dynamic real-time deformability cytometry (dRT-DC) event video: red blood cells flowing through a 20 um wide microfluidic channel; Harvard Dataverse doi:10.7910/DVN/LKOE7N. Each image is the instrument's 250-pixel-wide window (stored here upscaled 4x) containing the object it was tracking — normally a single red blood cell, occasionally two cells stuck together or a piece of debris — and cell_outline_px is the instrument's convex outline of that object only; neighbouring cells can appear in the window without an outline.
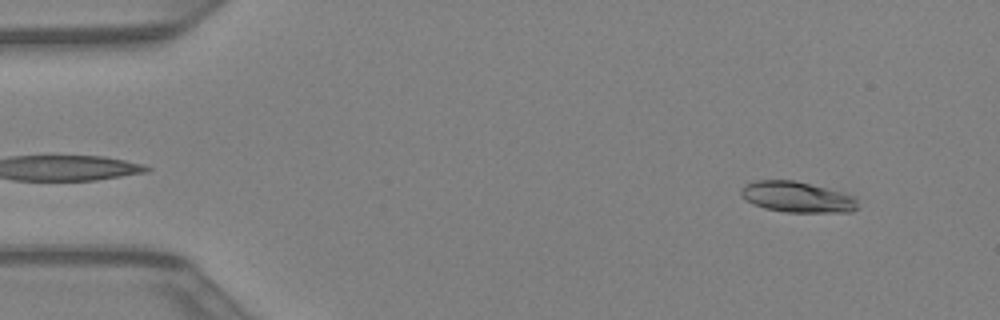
{"species": "Egyptian fruit bat (a non-hibernating species)", "species_latin": "Rousettus aegyptiacus", "temperature_condition": "warm", "stored_images_in_passage": 42, "camera_frame_rate_fps": 3000, "um_per_image_px": 0.085, "animal": {"sex": "female"}, "frame": {"image": 1, "passage_image": 4, "time_ms": 1.0, "image_size_px": [1000, 320], "cell_outline_px": [[856, 208], [852, 212], [784, 212], [764, 208], [752, 204], [740, 196], [740, 188], [744, 184], [752, 180], [796, 180], [856, 196]], "centroid_in_image_um": [67.69, 16.74], "position_along_channel_um": 17.3, "area_um2": 21.15}}
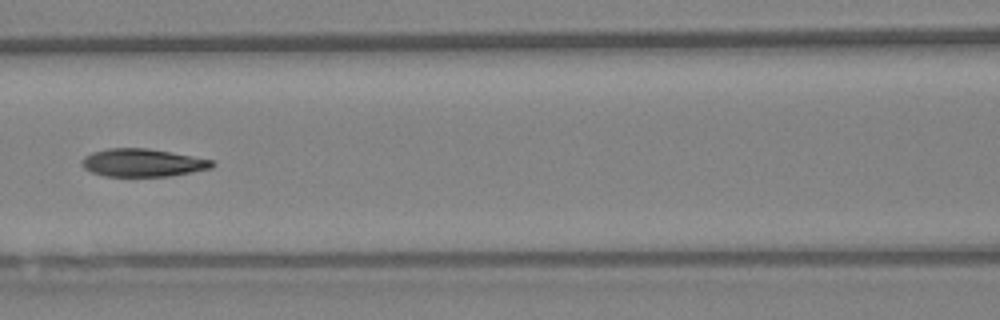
{"frame": {"image": 2, "passage_image": 19, "time_ms": 6.0, "image_size_px": [1000, 320], "cell_outline_px": [[216, 164], [212, 168], [192, 172], [168, 176], [104, 176], [92, 172], [84, 168], [80, 164], [80, 160], [84, 156], [92, 152], [108, 148], [148, 148], [192, 156], [212, 160]], "centroid_in_image_um": [12.09, 13.83], "position_along_channel_um": 154.5, "area_um2": 21.21}}
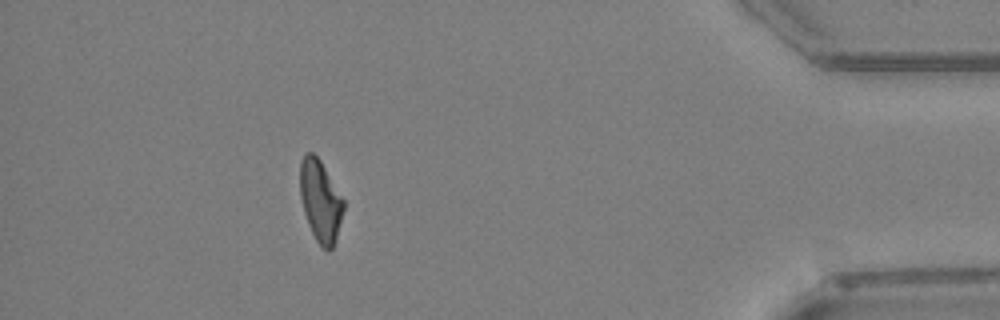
{"frame": {"image": 3, "passage_image": 38, "time_ms": 12.333, "image_size_px": [1000, 320], "cell_outline_px": [[344, 208], [336, 236], [332, 248], [328, 252], [316, 240], [308, 224], [304, 212], [300, 196], [300, 164], [304, 156], [308, 152], [312, 152], [320, 160], [344, 200]], "centroid_in_image_um": [27.22, 17.07], "position_along_channel_um": 408.0, "area_um2": 20.29}}